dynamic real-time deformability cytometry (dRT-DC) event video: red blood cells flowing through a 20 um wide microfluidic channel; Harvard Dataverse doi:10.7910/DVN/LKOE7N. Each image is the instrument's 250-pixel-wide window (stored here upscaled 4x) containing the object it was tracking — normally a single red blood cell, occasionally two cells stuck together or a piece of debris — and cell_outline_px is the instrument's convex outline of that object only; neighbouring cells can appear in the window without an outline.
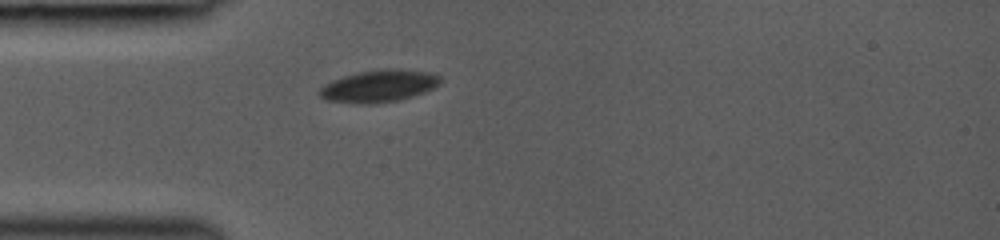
{"species": "common noctule bat (a hibernating species)", "species_latin": "Nyctalus noctula", "temperature_condition": "room temperature", "stored_images_in_passage": 4, "camera_frame_rate_fps": 3000, "um_per_image_px": 0.085, "animal": {"sex": "female", "body_mass_g": 19.0, "forearm_length_mm": 53.3}, "frame": {"image": 1, "passage_image": 1, "time_ms": 0.0, "image_size_px": [1000, 240], "cell_outline_px": [[440, 84], [424, 92], [400, 100], [376, 104], [360, 104], [324, 100], [316, 92], [324, 84], [332, 80], [356, 72], [384, 68], [396, 68], [428, 72], [440, 76]], "centroid_in_image_um": [32.16, 7.31], "position_along_channel_um": 52.8, "area_um2": 22.95}}